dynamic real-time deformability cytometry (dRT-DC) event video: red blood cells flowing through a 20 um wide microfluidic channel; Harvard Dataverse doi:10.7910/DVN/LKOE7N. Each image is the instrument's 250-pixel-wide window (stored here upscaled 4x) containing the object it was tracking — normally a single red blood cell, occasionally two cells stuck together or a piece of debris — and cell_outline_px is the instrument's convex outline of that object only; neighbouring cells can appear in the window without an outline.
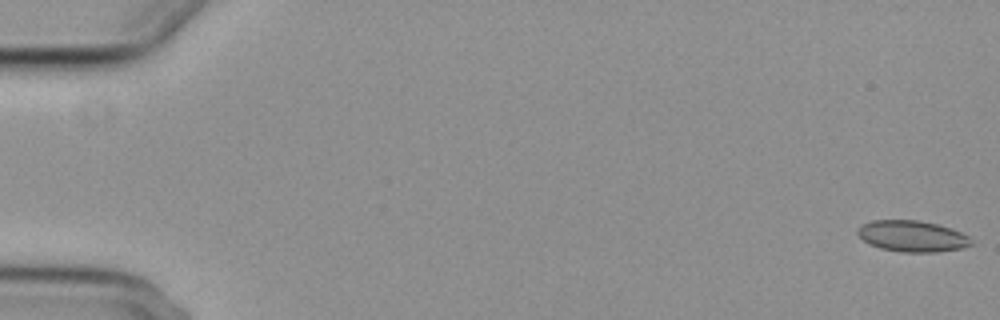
{"species": "common noctule bat (a hibernating species)", "species_latin": "Nyctalus noctula", "temperature_condition": "cold", "stored_images_in_passage": 56, "camera_frame_rate_fps": 3000, "um_per_image_px": 0.085, "animal": {"sex": "female", "body_mass_g": 29.2, "forearm_length_mm": 56.3}, "frame": {"image": 1, "passage_image": 1, "time_ms": 0.0, "image_size_px": [1000, 320], "cell_outline_px": [[972, 244], [960, 248], [936, 252], [900, 252], [880, 248], [868, 244], [856, 232], [864, 224], [872, 220], [916, 220], [936, 224], [960, 232], [968, 236], [972, 240]], "centroid_in_image_um": [77.52, 20.08], "position_along_channel_um": 7.5, "area_um2": 20.35}}
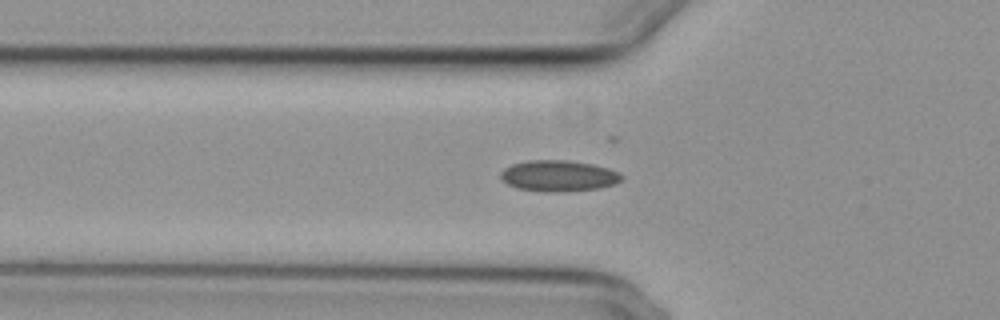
{"frame": {"image": 2, "passage_image": 20, "time_ms": 6.333, "image_size_px": [1000, 320], "cell_outline_px": [[624, 180], [616, 184], [600, 188], [556, 192], [552, 192], [516, 188], [500, 180], [500, 172], [504, 168], [512, 164], [528, 160], [564, 160], [592, 164], [608, 168], [620, 172], [624, 176]], "centroid_in_image_um": [47.5, 14.94], "position_along_channel_um": 78.3, "area_um2": 22.08}}
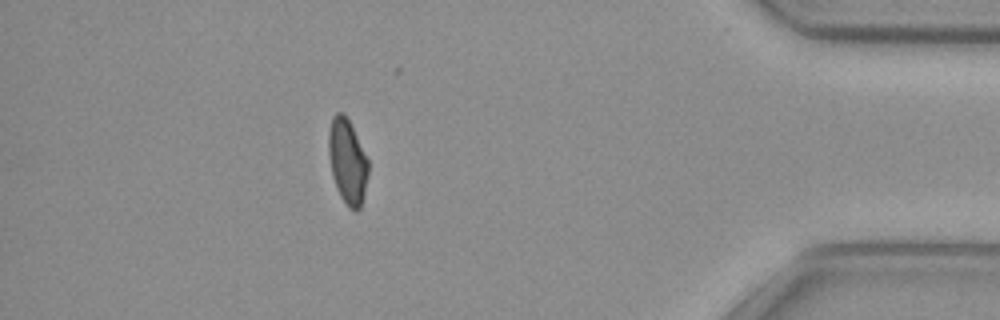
{"frame": {"image": 3, "passage_image": 50, "time_ms": 16.333, "image_size_px": [1000, 320], "cell_outline_px": [[368, 172], [364, 192], [360, 208], [356, 212], [348, 208], [340, 196], [336, 188], [332, 176], [328, 152], [328, 132], [332, 116], [336, 112], [344, 112], [368, 160]], "centroid_in_image_um": [29.5, 13.73], "position_along_channel_um": 405.7, "area_um2": 19.54}, "authors_computed_cell_mechanics": {"area_um2": 20.6346, "velocity_mm_per_s": 3.7325, "shape_relaxation_time_tau1_ms": null, "shape_relaxation_time_tau2_ms": 3.1278, "deformation_change_tau1": null, "deformation_change_tau2": 0.0853}}